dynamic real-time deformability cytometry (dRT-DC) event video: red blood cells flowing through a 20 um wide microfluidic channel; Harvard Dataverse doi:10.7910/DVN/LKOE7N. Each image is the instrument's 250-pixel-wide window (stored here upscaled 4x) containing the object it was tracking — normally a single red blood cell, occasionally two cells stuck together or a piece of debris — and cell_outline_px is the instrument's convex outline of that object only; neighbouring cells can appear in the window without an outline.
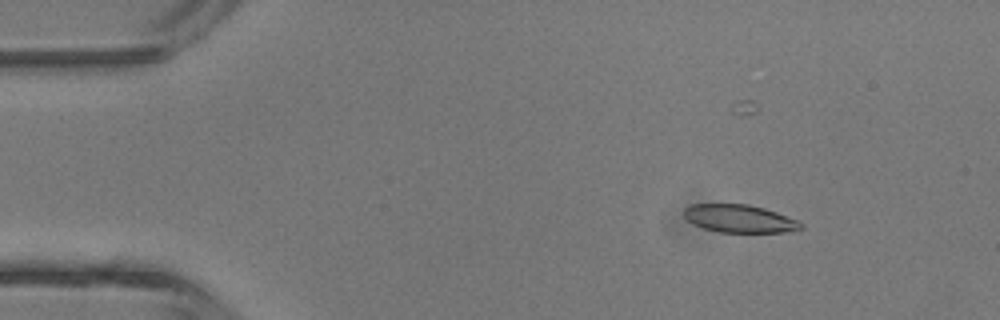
{"species": "common noctule bat (a hibernating species)", "species_latin": "Nyctalus noctula", "temperature_condition": "room temperature", "stored_images_in_passage": 3, "camera_frame_rate_fps": 3000, "um_per_image_px": 0.085, "animal": {"sex": "male", "body_mass_g": 13.3}, "frame": {"image": 1, "passage_image": 1, "time_ms": 0.0, "image_size_px": [1000, 320], "cell_outline_px": [[804, 228], [784, 232], [720, 232], [704, 228], [692, 224], [684, 216], [684, 208], [692, 204], [748, 204], [764, 208], [800, 220], [804, 224]], "centroid_in_image_um": [62.89, 18.58], "position_along_channel_um": 22.1, "area_um2": 19.07}}
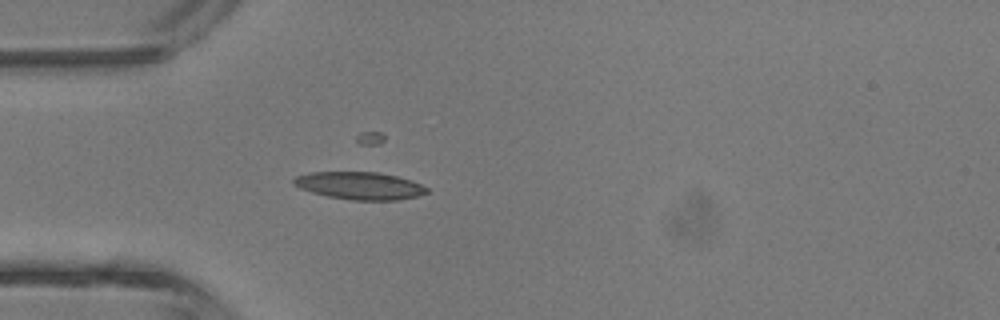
{"frame": {"image": 2, "passage_image": 3, "time_ms": 2.333, "image_size_px": [1000, 320], "cell_outline_px": [[428, 192], [416, 196], [400, 200], [352, 200], [328, 196], [312, 192], [300, 188], [292, 184], [292, 180], [296, 176], [312, 172], [380, 172], [412, 180], [428, 188]], "centroid_in_image_um": [30.58, 15.78], "position_along_channel_um": 54.4, "area_um2": 21.33}}